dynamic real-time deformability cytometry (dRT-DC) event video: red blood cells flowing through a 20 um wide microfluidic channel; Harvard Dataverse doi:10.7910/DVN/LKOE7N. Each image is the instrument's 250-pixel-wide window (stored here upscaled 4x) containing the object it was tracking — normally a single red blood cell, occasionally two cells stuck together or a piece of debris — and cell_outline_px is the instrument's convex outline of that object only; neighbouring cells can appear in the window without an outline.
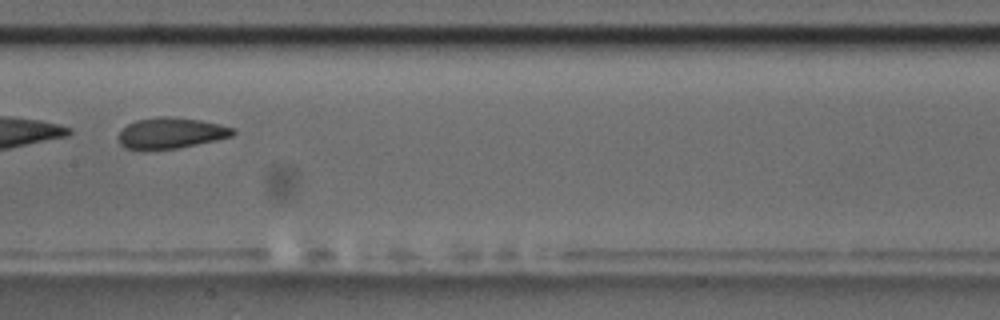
{"species": "common noctule bat (a hibernating species)", "species_latin": "Nyctalus noctula", "temperature_condition": "room temperature", "stored_images_in_passage": 13, "camera_frame_rate_fps": 3000, "um_per_image_px": 0.085, "animal": {"sex": "male", "body_mass_g": 17.5, "forearm_length_mm": 52.3}, "frame": {"image": 1, "passage_image": 8, "time_ms": 9.0, "image_size_px": [1000, 320], "cell_outline_px": [[236, 132], [232, 136], [216, 140], [176, 148], [124, 148], [120, 144], [120, 132], [128, 124], [136, 120], [160, 116], [168, 116], [200, 120], [220, 124], [236, 128]], "centroid_in_image_um": [14.59, 11.28], "position_along_channel_um": 192.8, "area_um2": 20.17}}
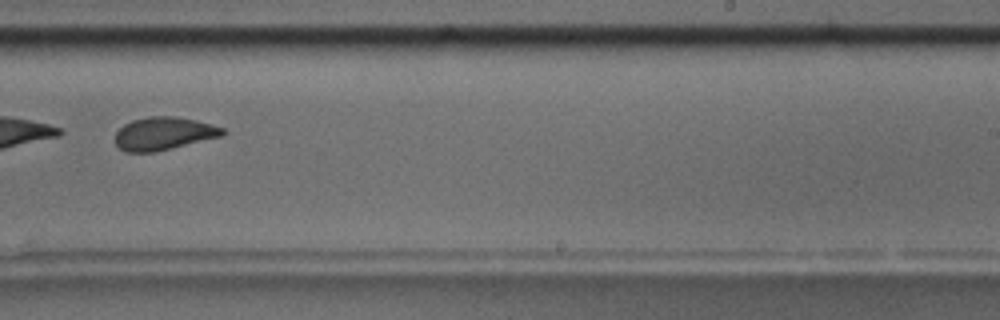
{"frame": {"image": 2, "passage_image": 10, "time_ms": 11.333, "image_size_px": [1000, 320], "cell_outline_px": [[228, 132], [224, 136], [156, 152], [128, 152], [120, 148], [116, 144], [116, 132], [124, 124], [132, 120], [148, 116], [176, 116], [196, 120], [212, 124], [224, 128]], "centroid_in_image_um": [13.97, 11.35], "position_along_channel_um": 275.0, "area_um2": 20.87}, "authors_computed_cell_mechanics": {"area_um2": 20.8658, "velocity_mm_per_s": 3.5225, "shape_relaxation_time_tau1_ms": 3.4553, "shape_relaxation_time_tau2_ms": 2.1122, "deformation_change_tau1": 0.1563, "deformation_change_tau2": 0.0852}}